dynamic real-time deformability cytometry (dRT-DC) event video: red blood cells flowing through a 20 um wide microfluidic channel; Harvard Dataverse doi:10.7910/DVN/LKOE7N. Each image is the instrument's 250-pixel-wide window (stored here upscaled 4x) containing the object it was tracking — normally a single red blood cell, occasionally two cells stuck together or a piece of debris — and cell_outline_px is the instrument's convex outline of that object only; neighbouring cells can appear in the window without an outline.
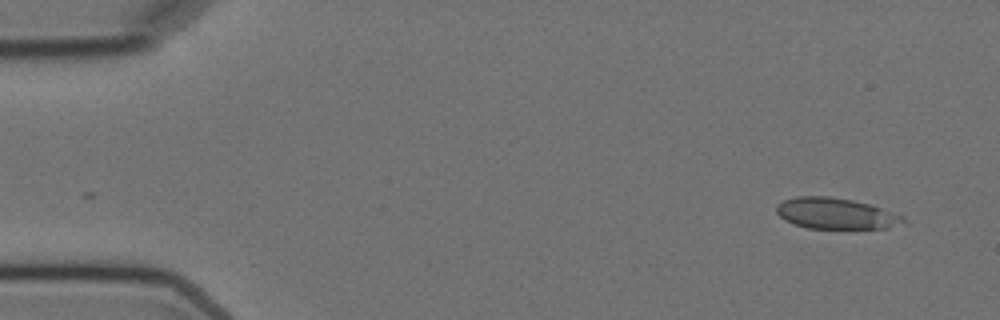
{"species": "Egyptian fruit bat (a non-hibernating species)", "species_latin": "Rousettus aegyptiacus", "temperature_condition": "cold", "stored_images_in_passage": 2, "camera_frame_rate_fps": 3000, "um_per_image_px": 0.085, "animal": {"sex": "female"}, "frame": {"image": 1, "passage_image": 2, "time_ms": 1.333, "image_size_px": [1000, 320], "cell_outline_px": [[908, 224], [888, 228], [808, 228], [792, 224], [784, 220], [776, 212], [776, 204], [784, 200], [796, 196], [828, 196], [852, 200], [900, 212], [908, 220]], "centroid_in_image_um": [71.13, 18.15], "position_along_channel_um": 13.9, "area_um2": 23.47}}